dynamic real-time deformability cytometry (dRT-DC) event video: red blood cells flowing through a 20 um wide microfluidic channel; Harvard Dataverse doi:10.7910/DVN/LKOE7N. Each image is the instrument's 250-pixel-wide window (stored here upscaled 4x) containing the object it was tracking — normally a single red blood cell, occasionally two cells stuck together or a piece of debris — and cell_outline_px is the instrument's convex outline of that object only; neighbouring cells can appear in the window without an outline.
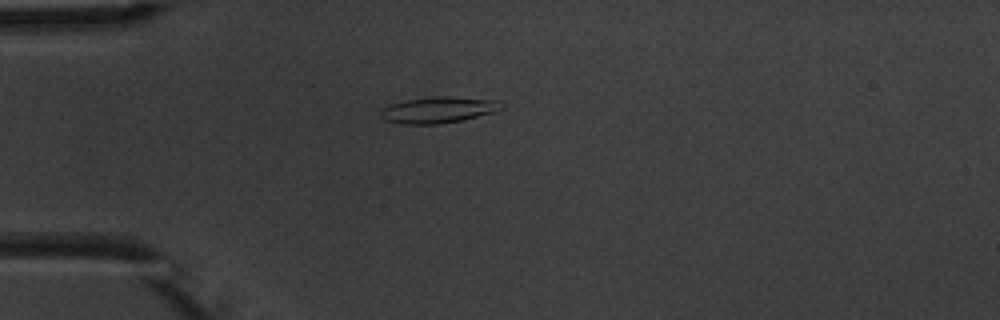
{"species": "common noctule bat (a hibernating species)", "species_latin": "Nyctalus noctula", "temperature_condition": "warm", "stored_images_in_passage": 3, "camera_frame_rate_fps": 3000, "um_per_image_px": 0.085, "animal": {"sex": "male", "body_mass_g": 20.1, "forearm_length_mm": 53.5}, "frame": {"image": 1, "passage_image": 2, "time_ms": 1.333, "image_size_px": [1000, 320], "cell_outline_px": [[504, 108], [496, 112], [460, 120], [440, 124], [404, 124], [388, 120], [380, 116], [380, 108], [388, 104], [404, 100], [432, 96], [448, 96], [496, 100], [504, 104]], "centroid_in_image_um": [37.26, 9.32], "position_along_channel_um": 47.7, "area_um2": 18.61}}